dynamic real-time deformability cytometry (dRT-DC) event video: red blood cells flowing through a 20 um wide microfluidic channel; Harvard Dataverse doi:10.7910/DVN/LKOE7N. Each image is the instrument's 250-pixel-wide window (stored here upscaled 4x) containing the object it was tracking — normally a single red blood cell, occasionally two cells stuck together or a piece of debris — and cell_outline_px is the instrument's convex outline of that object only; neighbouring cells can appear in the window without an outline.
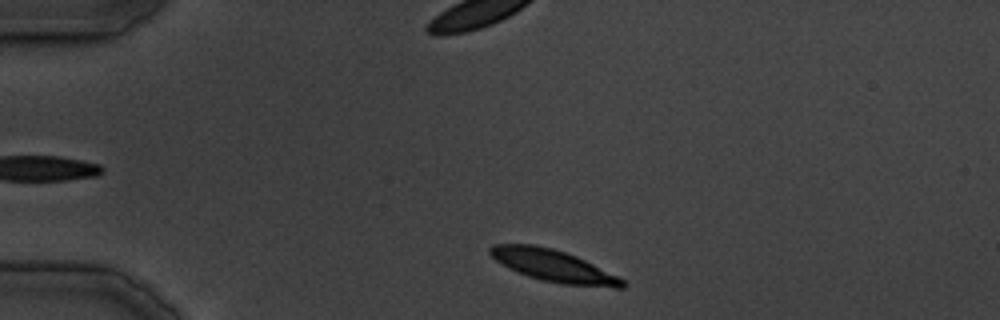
{"species": "common noctule bat (a hibernating species)", "species_latin": "Nyctalus noctula", "temperature_condition": "cold", "stored_images_in_passage": 6, "camera_frame_rate_fps": 3000, "um_per_image_px": 0.085, "animal": {"sex": "male", "body_mass_g": 19.5, "forearm_length_mm": 54.6}, "frame": {"image": 1, "passage_image": 1, "time_ms": 0.0, "image_size_px": [1000, 320], "cell_outline_px": [[628, 284], [624, 288], [612, 288], [560, 284], [540, 280], [516, 272], [508, 268], [496, 260], [488, 252], [488, 248], [492, 244], [532, 244], [552, 248], [576, 256], [624, 280]], "centroid_in_image_um": [47.02, 22.61], "position_along_channel_um": 38.0, "area_um2": 24.62}}